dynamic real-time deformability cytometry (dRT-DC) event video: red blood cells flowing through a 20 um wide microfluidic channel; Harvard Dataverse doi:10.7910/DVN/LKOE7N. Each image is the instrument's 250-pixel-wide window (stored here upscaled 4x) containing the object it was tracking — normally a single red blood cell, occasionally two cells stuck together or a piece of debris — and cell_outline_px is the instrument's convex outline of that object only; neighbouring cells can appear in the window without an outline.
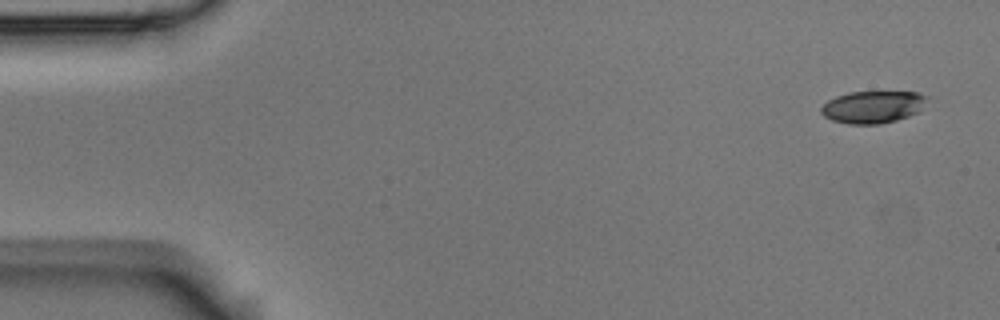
{"species": "Egyptian fruit bat (a non-hibernating species)", "species_latin": "Rousettus aegyptiacus", "temperature_condition": "room temperature", "stored_images_in_passage": 4, "camera_frame_rate_fps": 3000, "um_per_image_px": 0.085, "animal": {"sex": "male"}, "frame": {"image": 1, "passage_image": 1, "time_ms": 0.0, "image_size_px": [1000, 320], "cell_outline_px": [[928, 96], [920, 108], [916, 112], [908, 116], [896, 120], [880, 124], [848, 124], [832, 120], [824, 116], [820, 112], [820, 108], [828, 100], [836, 96], [848, 92], [916, 92]], "centroid_in_image_um": [74.13, 9.09], "position_along_channel_um": 10.9, "area_um2": 19.71}}
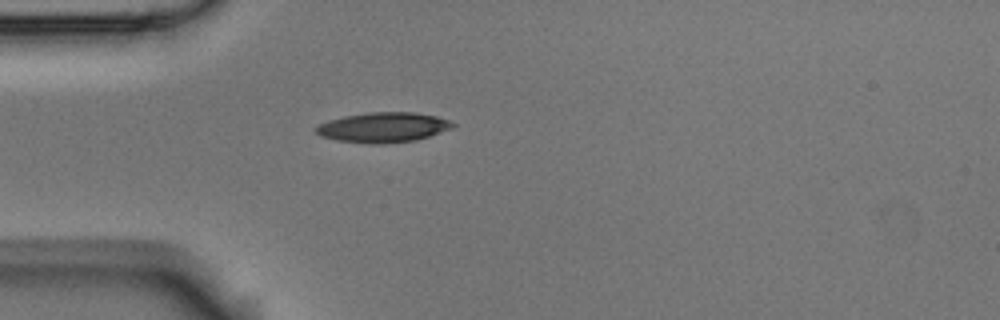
{"frame": {"image": 2, "passage_image": 4, "time_ms": 1.0, "image_size_px": [1000, 320], "cell_outline_px": [[456, 124], [452, 128], [416, 140], [380, 144], [372, 144], [340, 140], [320, 136], [312, 128], [328, 120], [344, 116], [368, 112], [412, 112], [436, 116], [448, 120]], "centroid_in_image_um": [32.55, 10.82], "position_along_channel_um": 52.5, "area_um2": 23.76}}